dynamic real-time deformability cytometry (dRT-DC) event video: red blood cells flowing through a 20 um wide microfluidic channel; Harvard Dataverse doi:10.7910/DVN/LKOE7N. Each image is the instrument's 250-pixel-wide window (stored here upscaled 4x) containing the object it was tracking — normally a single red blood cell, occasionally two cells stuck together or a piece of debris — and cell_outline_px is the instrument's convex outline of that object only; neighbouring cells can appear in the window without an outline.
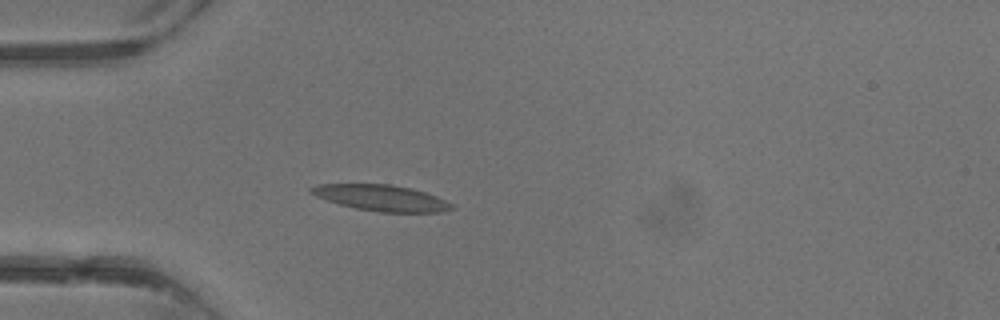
{"species": "common noctule bat (a hibernating species)", "species_latin": "Nyctalus noctula", "temperature_condition": "warm", "stored_images_in_passage": 3, "camera_frame_rate_fps": 3000, "um_per_image_px": 0.085, "animal": {"sex": "male", "body_mass_g": 13.3}, "frame": {"image": 1, "passage_image": 3, "time_ms": 3.333, "image_size_px": [1000, 320], "cell_outline_px": [[456, 208], [440, 212], [376, 212], [356, 208], [340, 204], [316, 196], [308, 192], [308, 188], [316, 184], [392, 184], [412, 188], [436, 196], [452, 204]], "centroid_in_image_um": [32.39, 16.81], "position_along_channel_um": 52.6, "area_um2": 21.33}}